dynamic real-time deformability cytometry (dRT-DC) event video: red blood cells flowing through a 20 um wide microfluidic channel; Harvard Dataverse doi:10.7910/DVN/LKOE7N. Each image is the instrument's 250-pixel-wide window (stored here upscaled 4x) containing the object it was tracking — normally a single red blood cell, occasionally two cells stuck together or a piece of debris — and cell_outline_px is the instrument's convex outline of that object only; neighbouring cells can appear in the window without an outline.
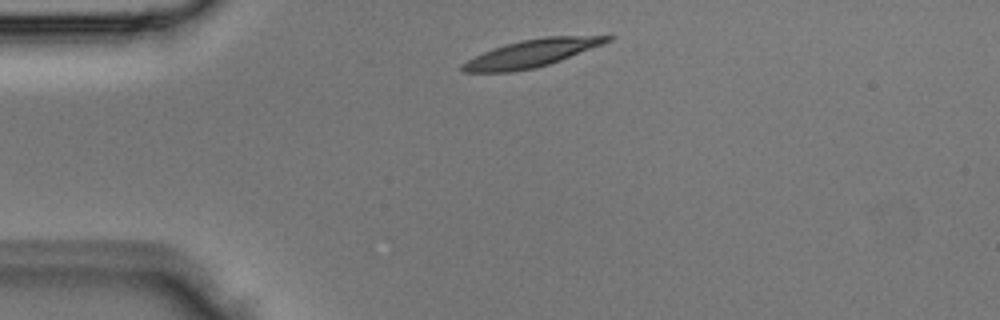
{"species": "Egyptian fruit bat (a non-hibernating species)", "species_latin": "Rousettus aegyptiacus", "temperature_condition": "room temperature", "stored_images_in_passage": 2, "camera_frame_rate_fps": 3000, "um_per_image_px": 0.085, "animal": {"sex": "male"}, "frame": {"image": 1, "passage_image": 1, "time_ms": 0.0, "image_size_px": [1000, 320], "cell_outline_px": [[616, 36], [612, 40], [604, 44], [560, 60], [548, 64], [532, 68], [512, 72], [464, 72], [460, 68], [460, 64], [492, 48], [504, 44], [520, 40], [544, 36]], "centroid_in_image_um": [45.18, 4.52], "position_along_channel_um": 39.8, "area_um2": 23.06}}
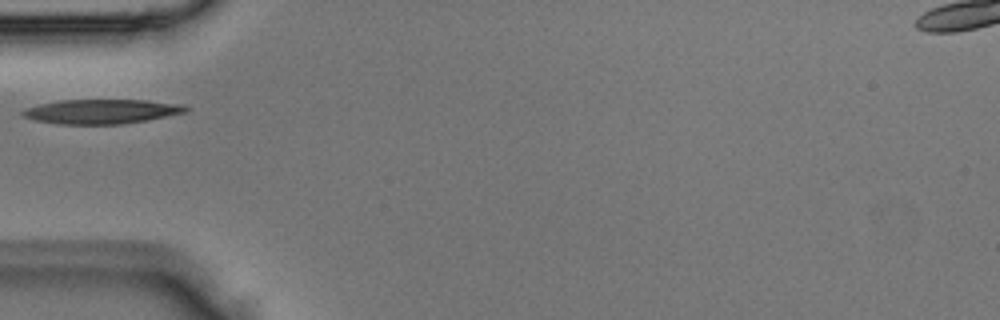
{"frame": {"image": 2, "passage_image": 2, "time_ms": 0.333, "image_size_px": [1000, 320], "cell_outline_px": [[188, 112], [144, 120], [120, 124], [56, 124], [36, 120], [24, 116], [20, 112], [24, 108], [40, 104], [60, 100], [144, 100], [184, 104], [188, 108]], "centroid_in_image_um": [8.62, 9.47], "position_along_channel_um": 76.4, "area_um2": 23.12}}